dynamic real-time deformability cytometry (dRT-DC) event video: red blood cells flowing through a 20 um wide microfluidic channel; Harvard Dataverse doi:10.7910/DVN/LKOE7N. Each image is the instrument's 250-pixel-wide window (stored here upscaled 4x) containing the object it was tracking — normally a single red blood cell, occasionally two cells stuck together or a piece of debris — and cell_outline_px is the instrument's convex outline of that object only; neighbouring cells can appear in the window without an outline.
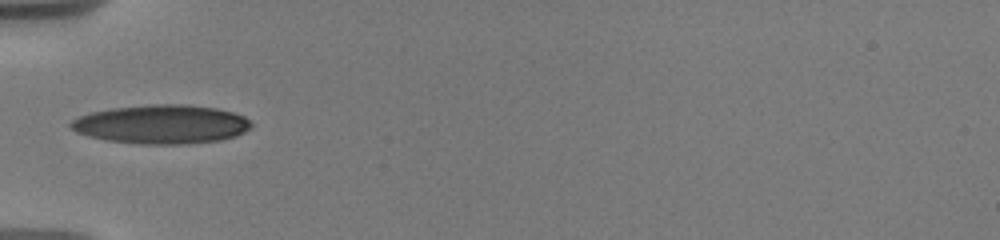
{"species": "human", "species_latin": "Homo sapiens", "temperature_condition": "warm", "stored_images_in_passage": 2, "camera_frame_rate_fps": 3000, "um_per_image_px": 0.085, "donor": {"sex": "male"}, "frame": {"image": 1, "passage_image": 1, "time_ms": 0.0, "image_size_px": [1000, 240], "cell_outline_px": [[252, 124], [244, 132], [236, 136], [220, 140], [188, 144], [140, 144], [108, 140], [88, 136], [76, 132], [68, 128], [68, 124], [72, 120], [88, 112], [112, 108], [148, 104], [188, 104], [216, 108], [232, 112], [244, 116]], "centroid_in_image_um": [13.69, 10.56], "position_along_channel_um": 71.3, "area_um2": 41.15}}